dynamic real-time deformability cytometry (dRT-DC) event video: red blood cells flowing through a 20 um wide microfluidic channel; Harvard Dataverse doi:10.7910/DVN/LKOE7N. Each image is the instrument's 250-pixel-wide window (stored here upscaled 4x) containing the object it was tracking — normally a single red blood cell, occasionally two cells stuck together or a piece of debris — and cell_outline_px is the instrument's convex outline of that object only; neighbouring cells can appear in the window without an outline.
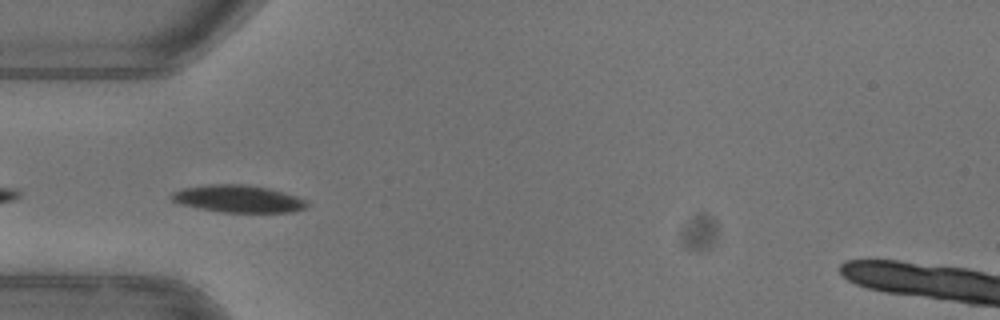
{"species": "common noctule bat (a hibernating species)", "species_latin": "Nyctalus noctula", "temperature_condition": "warm", "stored_images_in_passage": 31, "camera_frame_rate_fps": 3000, "um_per_image_px": 0.085, "animal": {"sex": "female"}, "frame": {"image": 1, "passage_image": 4, "time_ms": 1.0, "image_size_px": [1000, 320], "cell_outline_px": [[308, 208], [292, 212], [220, 212], [180, 204], [172, 200], [168, 196], [172, 192], [184, 188], [212, 184], [244, 184], [268, 188], [296, 196], [304, 200], [308, 204]], "centroid_in_image_um": [20.23, 16.9], "position_along_channel_um": 64.8, "area_um2": 21.44}, "authors_computed_cell_mechanics": {"area_um2": 21.386, "velocity_mm_per_s": 3.9199, "shape_relaxation_time_tau1_ms": 2.9806, "shape_relaxation_time_tau2_ms": null, "deformation_change_tau1": 0.1389, "deformation_change_tau2": null}}